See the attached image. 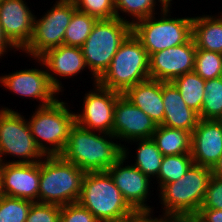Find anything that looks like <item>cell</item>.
<instances>
[{
  "instance_id": "obj_1",
  "label": "cell",
  "mask_w": 222,
  "mask_h": 222,
  "mask_svg": "<svg viewBox=\"0 0 222 222\" xmlns=\"http://www.w3.org/2000/svg\"><path fill=\"white\" fill-rule=\"evenodd\" d=\"M99 133L75 124L61 156L85 173L107 171L123 156L124 145L111 141L117 139L112 134Z\"/></svg>"
},
{
  "instance_id": "obj_2",
  "label": "cell",
  "mask_w": 222,
  "mask_h": 222,
  "mask_svg": "<svg viewBox=\"0 0 222 222\" xmlns=\"http://www.w3.org/2000/svg\"><path fill=\"white\" fill-rule=\"evenodd\" d=\"M78 203L99 222H123L135 211L107 171L85 173Z\"/></svg>"
},
{
  "instance_id": "obj_3",
  "label": "cell",
  "mask_w": 222,
  "mask_h": 222,
  "mask_svg": "<svg viewBox=\"0 0 222 222\" xmlns=\"http://www.w3.org/2000/svg\"><path fill=\"white\" fill-rule=\"evenodd\" d=\"M85 172L61 155L45 156L40 161L38 202L64 206L76 203Z\"/></svg>"
},
{
  "instance_id": "obj_4",
  "label": "cell",
  "mask_w": 222,
  "mask_h": 222,
  "mask_svg": "<svg viewBox=\"0 0 222 222\" xmlns=\"http://www.w3.org/2000/svg\"><path fill=\"white\" fill-rule=\"evenodd\" d=\"M148 79L149 56L141 42L131 33L120 45L109 68L97 83L123 94L129 87Z\"/></svg>"
},
{
  "instance_id": "obj_5",
  "label": "cell",
  "mask_w": 222,
  "mask_h": 222,
  "mask_svg": "<svg viewBox=\"0 0 222 222\" xmlns=\"http://www.w3.org/2000/svg\"><path fill=\"white\" fill-rule=\"evenodd\" d=\"M131 33V23L117 17L96 21L81 47L86 66L94 77V85L109 68L118 48Z\"/></svg>"
},
{
  "instance_id": "obj_6",
  "label": "cell",
  "mask_w": 222,
  "mask_h": 222,
  "mask_svg": "<svg viewBox=\"0 0 222 222\" xmlns=\"http://www.w3.org/2000/svg\"><path fill=\"white\" fill-rule=\"evenodd\" d=\"M212 175L211 168L193 163L179 180L164 184L158 190L163 211L165 210L163 214L170 217L197 214L204 201Z\"/></svg>"
},
{
  "instance_id": "obj_7",
  "label": "cell",
  "mask_w": 222,
  "mask_h": 222,
  "mask_svg": "<svg viewBox=\"0 0 222 222\" xmlns=\"http://www.w3.org/2000/svg\"><path fill=\"white\" fill-rule=\"evenodd\" d=\"M66 104L57 99L51 105L38 107L27 121L37 146L45 156L62 154L71 128L76 124L75 113L70 112Z\"/></svg>"
},
{
  "instance_id": "obj_8",
  "label": "cell",
  "mask_w": 222,
  "mask_h": 222,
  "mask_svg": "<svg viewBox=\"0 0 222 222\" xmlns=\"http://www.w3.org/2000/svg\"><path fill=\"white\" fill-rule=\"evenodd\" d=\"M169 10V6L161 10L160 19L153 15L132 25V33L141 42L148 56L184 44L192 37L193 17L170 18Z\"/></svg>"
},
{
  "instance_id": "obj_9",
  "label": "cell",
  "mask_w": 222,
  "mask_h": 222,
  "mask_svg": "<svg viewBox=\"0 0 222 222\" xmlns=\"http://www.w3.org/2000/svg\"><path fill=\"white\" fill-rule=\"evenodd\" d=\"M10 154L19 159L6 163H38L45 157L37 146L30 131L27 119L17 111L1 108L0 111V164L3 155ZM4 160V161H3Z\"/></svg>"
},
{
  "instance_id": "obj_10",
  "label": "cell",
  "mask_w": 222,
  "mask_h": 222,
  "mask_svg": "<svg viewBox=\"0 0 222 222\" xmlns=\"http://www.w3.org/2000/svg\"><path fill=\"white\" fill-rule=\"evenodd\" d=\"M75 10L73 0H58L42 18L34 16L33 35L23 51L35 59L47 50L63 45L66 28Z\"/></svg>"
},
{
  "instance_id": "obj_11",
  "label": "cell",
  "mask_w": 222,
  "mask_h": 222,
  "mask_svg": "<svg viewBox=\"0 0 222 222\" xmlns=\"http://www.w3.org/2000/svg\"><path fill=\"white\" fill-rule=\"evenodd\" d=\"M95 90L85 94L83 112L75 114L76 124L84 129L112 134L117 98L122 94L95 84Z\"/></svg>"
},
{
  "instance_id": "obj_12",
  "label": "cell",
  "mask_w": 222,
  "mask_h": 222,
  "mask_svg": "<svg viewBox=\"0 0 222 222\" xmlns=\"http://www.w3.org/2000/svg\"><path fill=\"white\" fill-rule=\"evenodd\" d=\"M197 48L191 37L186 43L166 48L149 56L150 79L172 82L175 78L194 71Z\"/></svg>"
},
{
  "instance_id": "obj_13",
  "label": "cell",
  "mask_w": 222,
  "mask_h": 222,
  "mask_svg": "<svg viewBox=\"0 0 222 222\" xmlns=\"http://www.w3.org/2000/svg\"><path fill=\"white\" fill-rule=\"evenodd\" d=\"M40 162L0 164V193L38 202Z\"/></svg>"
},
{
  "instance_id": "obj_14",
  "label": "cell",
  "mask_w": 222,
  "mask_h": 222,
  "mask_svg": "<svg viewBox=\"0 0 222 222\" xmlns=\"http://www.w3.org/2000/svg\"><path fill=\"white\" fill-rule=\"evenodd\" d=\"M157 125L153 120L136 107L127 97L121 94L116 101L112 135L117 139L129 142L152 138Z\"/></svg>"
},
{
  "instance_id": "obj_15",
  "label": "cell",
  "mask_w": 222,
  "mask_h": 222,
  "mask_svg": "<svg viewBox=\"0 0 222 222\" xmlns=\"http://www.w3.org/2000/svg\"><path fill=\"white\" fill-rule=\"evenodd\" d=\"M128 148L123 147V156L111 166L107 172L112 177L115 186L120 190L124 199L135 210H152L146 205L149 196L151 178L143 174L133 165L123 166L129 154Z\"/></svg>"
},
{
  "instance_id": "obj_16",
  "label": "cell",
  "mask_w": 222,
  "mask_h": 222,
  "mask_svg": "<svg viewBox=\"0 0 222 222\" xmlns=\"http://www.w3.org/2000/svg\"><path fill=\"white\" fill-rule=\"evenodd\" d=\"M1 84L17 95L41 100L38 107L53 104L59 92L51 85L47 69H25L0 77Z\"/></svg>"
},
{
  "instance_id": "obj_17",
  "label": "cell",
  "mask_w": 222,
  "mask_h": 222,
  "mask_svg": "<svg viewBox=\"0 0 222 222\" xmlns=\"http://www.w3.org/2000/svg\"><path fill=\"white\" fill-rule=\"evenodd\" d=\"M24 0H0V23L4 35L18 50H24L33 35L34 16Z\"/></svg>"
},
{
  "instance_id": "obj_18",
  "label": "cell",
  "mask_w": 222,
  "mask_h": 222,
  "mask_svg": "<svg viewBox=\"0 0 222 222\" xmlns=\"http://www.w3.org/2000/svg\"><path fill=\"white\" fill-rule=\"evenodd\" d=\"M191 141L193 163L212 168L222 154V120L199 119Z\"/></svg>"
},
{
  "instance_id": "obj_19",
  "label": "cell",
  "mask_w": 222,
  "mask_h": 222,
  "mask_svg": "<svg viewBox=\"0 0 222 222\" xmlns=\"http://www.w3.org/2000/svg\"><path fill=\"white\" fill-rule=\"evenodd\" d=\"M35 60H38L40 64L42 62L41 65L48 69L49 81L58 92H62L63 87L57 75L65 78L72 77L87 68L80 47L60 45L59 47L47 50L39 58H35Z\"/></svg>"
},
{
  "instance_id": "obj_20",
  "label": "cell",
  "mask_w": 222,
  "mask_h": 222,
  "mask_svg": "<svg viewBox=\"0 0 222 222\" xmlns=\"http://www.w3.org/2000/svg\"><path fill=\"white\" fill-rule=\"evenodd\" d=\"M162 99L165 108L162 125L192 133L199 121L198 113L187 106L173 82L162 81Z\"/></svg>"
},
{
  "instance_id": "obj_21",
  "label": "cell",
  "mask_w": 222,
  "mask_h": 222,
  "mask_svg": "<svg viewBox=\"0 0 222 222\" xmlns=\"http://www.w3.org/2000/svg\"><path fill=\"white\" fill-rule=\"evenodd\" d=\"M123 95L146 113L158 126L163 124L162 81L148 79L129 87Z\"/></svg>"
},
{
  "instance_id": "obj_22",
  "label": "cell",
  "mask_w": 222,
  "mask_h": 222,
  "mask_svg": "<svg viewBox=\"0 0 222 222\" xmlns=\"http://www.w3.org/2000/svg\"><path fill=\"white\" fill-rule=\"evenodd\" d=\"M192 38L197 49L222 54V14L193 17Z\"/></svg>"
},
{
  "instance_id": "obj_23",
  "label": "cell",
  "mask_w": 222,
  "mask_h": 222,
  "mask_svg": "<svg viewBox=\"0 0 222 222\" xmlns=\"http://www.w3.org/2000/svg\"><path fill=\"white\" fill-rule=\"evenodd\" d=\"M152 139L163 156L191 154V133L158 125Z\"/></svg>"
},
{
  "instance_id": "obj_24",
  "label": "cell",
  "mask_w": 222,
  "mask_h": 222,
  "mask_svg": "<svg viewBox=\"0 0 222 222\" xmlns=\"http://www.w3.org/2000/svg\"><path fill=\"white\" fill-rule=\"evenodd\" d=\"M172 82L180 91L187 106L199 114L205 96V80L192 71L175 78Z\"/></svg>"
},
{
  "instance_id": "obj_25",
  "label": "cell",
  "mask_w": 222,
  "mask_h": 222,
  "mask_svg": "<svg viewBox=\"0 0 222 222\" xmlns=\"http://www.w3.org/2000/svg\"><path fill=\"white\" fill-rule=\"evenodd\" d=\"M138 142L136 162L133 166L138 168L147 177L158 176L163 155L152 138L134 140Z\"/></svg>"
},
{
  "instance_id": "obj_26",
  "label": "cell",
  "mask_w": 222,
  "mask_h": 222,
  "mask_svg": "<svg viewBox=\"0 0 222 222\" xmlns=\"http://www.w3.org/2000/svg\"><path fill=\"white\" fill-rule=\"evenodd\" d=\"M204 91L199 119L222 120V76L205 80Z\"/></svg>"
},
{
  "instance_id": "obj_27",
  "label": "cell",
  "mask_w": 222,
  "mask_h": 222,
  "mask_svg": "<svg viewBox=\"0 0 222 222\" xmlns=\"http://www.w3.org/2000/svg\"><path fill=\"white\" fill-rule=\"evenodd\" d=\"M96 21L95 17L76 9L66 28L63 45L81 48L90 35Z\"/></svg>"
},
{
  "instance_id": "obj_28",
  "label": "cell",
  "mask_w": 222,
  "mask_h": 222,
  "mask_svg": "<svg viewBox=\"0 0 222 222\" xmlns=\"http://www.w3.org/2000/svg\"><path fill=\"white\" fill-rule=\"evenodd\" d=\"M192 164L193 159L191 154L164 156L157 176L158 187L161 188L164 184L179 180L185 175Z\"/></svg>"
},
{
  "instance_id": "obj_29",
  "label": "cell",
  "mask_w": 222,
  "mask_h": 222,
  "mask_svg": "<svg viewBox=\"0 0 222 222\" xmlns=\"http://www.w3.org/2000/svg\"><path fill=\"white\" fill-rule=\"evenodd\" d=\"M161 5V10H164L167 5L162 1L158 0ZM156 0H115L116 17L122 21H126L133 25L135 22L153 16L155 11ZM120 12L127 13L128 16H132V20L128 21L126 17H121ZM136 21H135V20Z\"/></svg>"
},
{
  "instance_id": "obj_30",
  "label": "cell",
  "mask_w": 222,
  "mask_h": 222,
  "mask_svg": "<svg viewBox=\"0 0 222 222\" xmlns=\"http://www.w3.org/2000/svg\"><path fill=\"white\" fill-rule=\"evenodd\" d=\"M33 202L27 199L0 196V222H25Z\"/></svg>"
},
{
  "instance_id": "obj_31",
  "label": "cell",
  "mask_w": 222,
  "mask_h": 222,
  "mask_svg": "<svg viewBox=\"0 0 222 222\" xmlns=\"http://www.w3.org/2000/svg\"><path fill=\"white\" fill-rule=\"evenodd\" d=\"M194 71L204 80L222 76V54L197 49Z\"/></svg>"
},
{
  "instance_id": "obj_32",
  "label": "cell",
  "mask_w": 222,
  "mask_h": 222,
  "mask_svg": "<svg viewBox=\"0 0 222 222\" xmlns=\"http://www.w3.org/2000/svg\"><path fill=\"white\" fill-rule=\"evenodd\" d=\"M76 9L95 17L107 20L116 17L115 0H73Z\"/></svg>"
},
{
  "instance_id": "obj_33",
  "label": "cell",
  "mask_w": 222,
  "mask_h": 222,
  "mask_svg": "<svg viewBox=\"0 0 222 222\" xmlns=\"http://www.w3.org/2000/svg\"><path fill=\"white\" fill-rule=\"evenodd\" d=\"M25 222H60V206L33 202Z\"/></svg>"
},
{
  "instance_id": "obj_34",
  "label": "cell",
  "mask_w": 222,
  "mask_h": 222,
  "mask_svg": "<svg viewBox=\"0 0 222 222\" xmlns=\"http://www.w3.org/2000/svg\"><path fill=\"white\" fill-rule=\"evenodd\" d=\"M60 222H99L95 216L78 202L60 206Z\"/></svg>"
},
{
  "instance_id": "obj_35",
  "label": "cell",
  "mask_w": 222,
  "mask_h": 222,
  "mask_svg": "<svg viewBox=\"0 0 222 222\" xmlns=\"http://www.w3.org/2000/svg\"><path fill=\"white\" fill-rule=\"evenodd\" d=\"M201 208L222 210V179L212 175Z\"/></svg>"
},
{
  "instance_id": "obj_36",
  "label": "cell",
  "mask_w": 222,
  "mask_h": 222,
  "mask_svg": "<svg viewBox=\"0 0 222 222\" xmlns=\"http://www.w3.org/2000/svg\"><path fill=\"white\" fill-rule=\"evenodd\" d=\"M152 210H139L134 211L126 220L123 222H172V217L163 215V217L153 218L150 214Z\"/></svg>"
},
{
  "instance_id": "obj_37",
  "label": "cell",
  "mask_w": 222,
  "mask_h": 222,
  "mask_svg": "<svg viewBox=\"0 0 222 222\" xmlns=\"http://www.w3.org/2000/svg\"><path fill=\"white\" fill-rule=\"evenodd\" d=\"M198 214L205 222H222V210L200 208Z\"/></svg>"
},
{
  "instance_id": "obj_38",
  "label": "cell",
  "mask_w": 222,
  "mask_h": 222,
  "mask_svg": "<svg viewBox=\"0 0 222 222\" xmlns=\"http://www.w3.org/2000/svg\"><path fill=\"white\" fill-rule=\"evenodd\" d=\"M172 222H205L200 215L197 214H182L172 217Z\"/></svg>"
},
{
  "instance_id": "obj_39",
  "label": "cell",
  "mask_w": 222,
  "mask_h": 222,
  "mask_svg": "<svg viewBox=\"0 0 222 222\" xmlns=\"http://www.w3.org/2000/svg\"><path fill=\"white\" fill-rule=\"evenodd\" d=\"M8 48L16 49L10 43V41L7 39V37L4 35L3 30H2V26L0 23V57L4 56V54H5V52H7L6 50H8Z\"/></svg>"
},
{
  "instance_id": "obj_40",
  "label": "cell",
  "mask_w": 222,
  "mask_h": 222,
  "mask_svg": "<svg viewBox=\"0 0 222 222\" xmlns=\"http://www.w3.org/2000/svg\"><path fill=\"white\" fill-rule=\"evenodd\" d=\"M213 176L222 179V154L215 165L211 168Z\"/></svg>"
},
{
  "instance_id": "obj_41",
  "label": "cell",
  "mask_w": 222,
  "mask_h": 222,
  "mask_svg": "<svg viewBox=\"0 0 222 222\" xmlns=\"http://www.w3.org/2000/svg\"><path fill=\"white\" fill-rule=\"evenodd\" d=\"M167 6H169L171 8V1L172 0H162Z\"/></svg>"
}]
</instances>
